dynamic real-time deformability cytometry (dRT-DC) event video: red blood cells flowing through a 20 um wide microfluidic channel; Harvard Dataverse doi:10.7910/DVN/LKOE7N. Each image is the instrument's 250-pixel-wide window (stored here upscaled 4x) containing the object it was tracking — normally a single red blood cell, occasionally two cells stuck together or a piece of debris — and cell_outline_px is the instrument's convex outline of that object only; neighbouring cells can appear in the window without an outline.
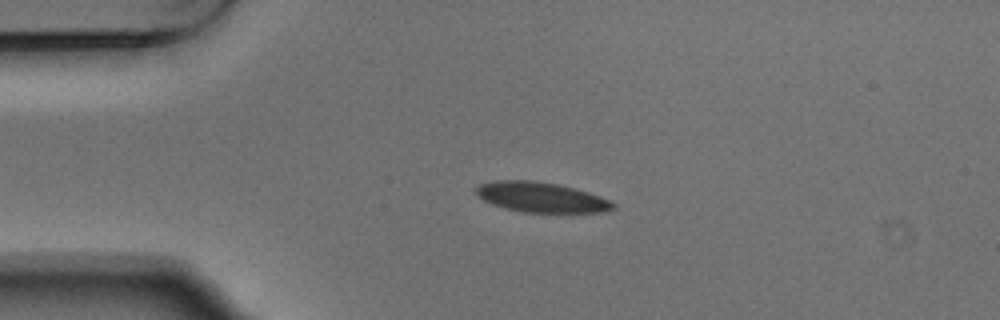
{"species": "Egyptian fruit bat (a non-hibernating species)", "species_latin": "Rousettus aegyptiacus", "temperature_condition": "warm", "stored_images_in_passage": 6, "camera_frame_rate_fps": 3000, "um_per_image_px": 0.085, "animal": {"sex": "male"}, "frame": {"image": 1, "passage_image": 4, "time_ms": 1.0, "image_size_px": [1000, 320], "cell_outline_px": [[616, 208], [604, 212], [524, 212], [504, 208], [492, 204], [476, 196], [476, 188], [480, 184], [496, 180], [532, 180], [556, 184], [588, 192], [600, 196], [616, 204]], "centroid_in_image_um": [45.98, 16.77], "position_along_channel_um": 39.0, "area_um2": 23.87}}
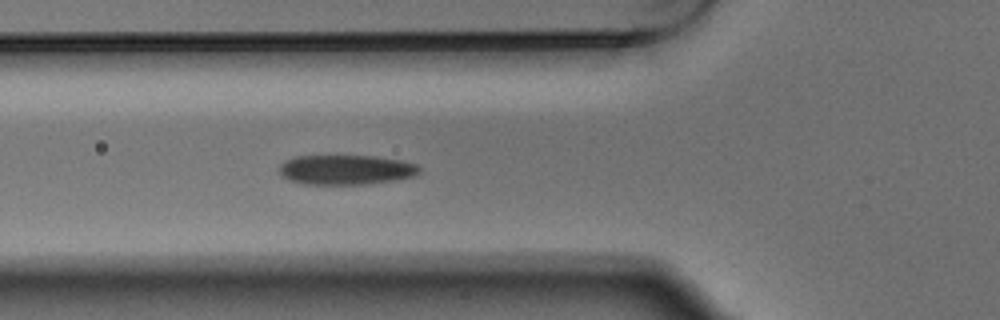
{"frame": {"image": 2, "passage_image": 6, "time_ms": 1.667, "image_size_px": [1000, 320], "cell_outline_px": [[420, 172], [416, 176], [396, 180], [368, 184], [304, 184], [288, 180], [280, 176], [280, 164], [284, 160], [296, 156], [376, 156], [404, 160], [416, 164], [420, 168]], "centroid_in_image_um": [29.42, 14.43], "position_along_channel_um": 96.4, "area_um2": 24.62}}